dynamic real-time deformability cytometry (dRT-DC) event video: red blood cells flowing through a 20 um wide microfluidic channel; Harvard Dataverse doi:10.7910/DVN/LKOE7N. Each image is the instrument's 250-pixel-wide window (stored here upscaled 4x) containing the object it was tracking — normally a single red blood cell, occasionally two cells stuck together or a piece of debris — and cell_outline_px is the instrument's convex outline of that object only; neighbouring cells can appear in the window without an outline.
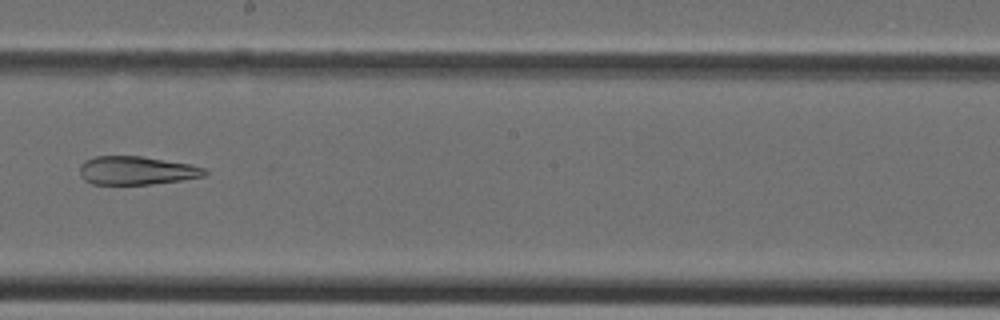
{"species": "Egyptian fruit bat (a non-hibernating species)", "species_latin": "Rousettus aegyptiacus", "temperature_condition": "cold", "stored_images_in_passage": 40, "camera_frame_rate_fps": 3000, "um_per_image_px": 0.085, "animal": {"sex": "female"}, "frame": {"image": 1, "passage_image": 23, "time_ms": 7.333, "image_size_px": [1000, 320], "cell_outline_px": [[208, 172], [204, 176], [180, 180], [152, 184], [92, 184], [84, 180], [80, 176], [80, 164], [84, 160], [96, 156], [140, 156], [192, 164], [204, 168]], "centroid_in_image_um": [11.58, 14.49], "position_along_channel_um": 236.6, "area_um2": 20.75}}